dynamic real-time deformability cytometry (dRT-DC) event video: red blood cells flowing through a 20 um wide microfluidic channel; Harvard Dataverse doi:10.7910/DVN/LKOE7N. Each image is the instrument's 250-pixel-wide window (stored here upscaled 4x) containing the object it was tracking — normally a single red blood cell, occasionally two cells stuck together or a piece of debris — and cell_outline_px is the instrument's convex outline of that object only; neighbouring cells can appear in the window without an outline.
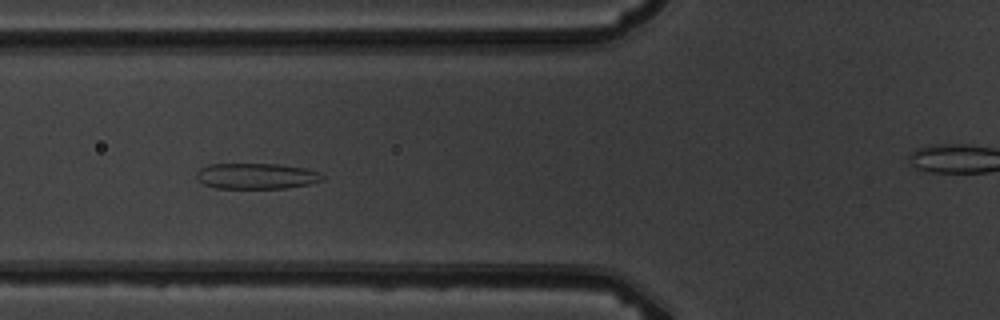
{"species": "common noctule bat (a hibernating species)", "species_latin": "Nyctalus noctula", "temperature_condition": "warm", "stored_images_in_passage": 14, "camera_frame_rate_fps": 3000, "um_per_image_px": 0.085, "animal": {"sex": "male", "body_mass_g": 19.5, "forearm_length_mm": 54.6}, "frame": {"image": 1, "passage_image": 4, "time_ms": 3.333, "image_size_px": [1000, 320], "cell_outline_px": [[324, 180], [308, 184], [284, 188], [216, 188], [204, 184], [196, 176], [196, 172], [200, 168], [208, 164], [280, 164], [304, 168], [320, 172], [324, 176]], "centroid_in_image_um": [21.8, 14.96], "position_along_channel_um": 104.0, "area_um2": 18.9}}
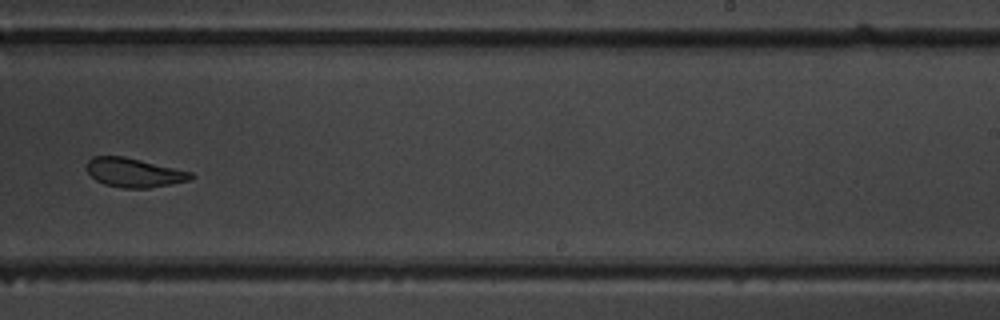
{"frame": {"image": 2, "passage_image": 8, "time_ms": 8.0, "image_size_px": [1000, 320], "cell_outline_px": [[196, 176], [192, 180], [148, 188], [124, 188], [104, 184], [96, 180], [88, 172], [84, 164], [92, 156], [124, 156], [192, 172]], "centroid_in_image_um": [11.39, 14.67], "position_along_channel_um": 277.6, "area_um2": 17.74}}
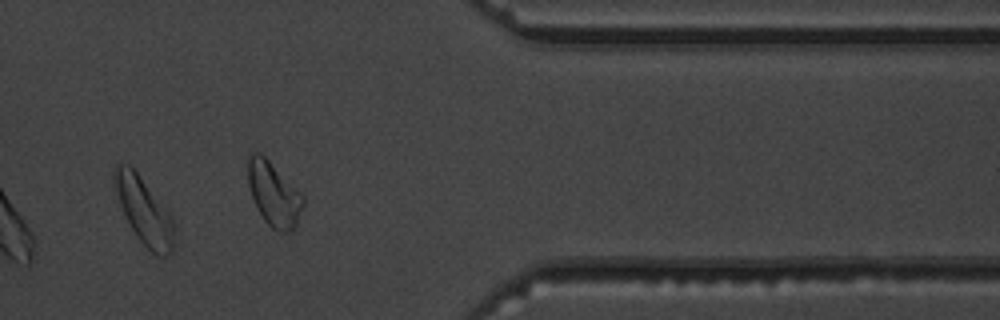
{"frame": {"image": 3, "passage_image": 11, "time_ms": 11.333, "image_size_px": [1000, 320], "cell_outline_px": [[176, 232], [172, 252], [164, 256], [156, 256], [136, 236], [120, 204], [112, 176], [112, 172], [116, 164], [120, 160], [128, 164], [136, 172], [168, 212], [172, 220]], "centroid_in_image_um": [12.24, 17.92], "position_along_channel_um": 399.2, "area_um2": 22.66}, "authors_computed_cell_mechanics": {"area_um2": 18.8139, "velocity_mm_per_s": 3.7324, "shape_relaxation_time_tau1_ms": 4.1584, "shape_relaxation_time_tau2_ms": 1.3282, "deformation_change_tau1": 0.133, "deformation_change_tau2": 0.0848}}